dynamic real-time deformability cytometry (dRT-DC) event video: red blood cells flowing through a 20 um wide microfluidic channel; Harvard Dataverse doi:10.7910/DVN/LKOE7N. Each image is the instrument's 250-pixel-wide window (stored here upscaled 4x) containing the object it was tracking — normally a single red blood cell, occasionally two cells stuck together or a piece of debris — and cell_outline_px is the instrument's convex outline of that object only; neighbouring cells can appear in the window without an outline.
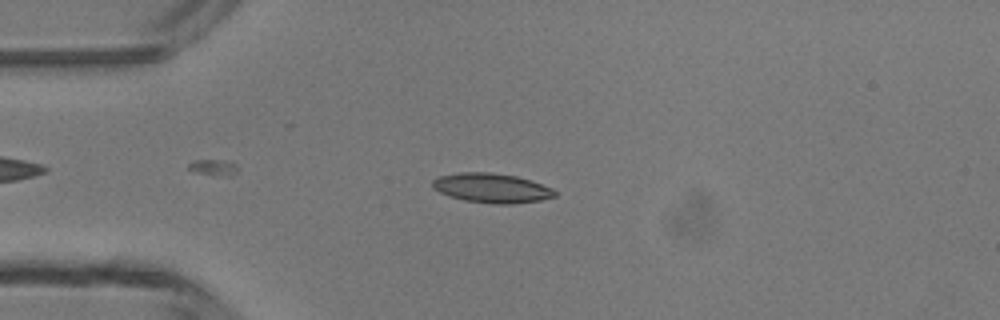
{"species": "common noctule bat (a hibernating species)", "species_latin": "Nyctalus noctula", "temperature_condition": "room temperature", "stored_images_in_passage": 4, "camera_frame_rate_fps": 3000, "um_per_image_px": 0.085, "animal": {"sex": "male", "body_mass_g": 13.3}, "frame": {"image": 1, "passage_image": 3, "time_ms": 2.333, "image_size_px": [1000, 320], "cell_outline_px": [[556, 196], [540, 200], [512, 204], [492, 204], [464, 200], [448, 196], [432, 188], [432, 180], [440, 176], [460, 172], [488, 172], [516, 176], [552, 188], [556, 192]], "centroid_in_image_um": [41.76, 15.99], "position_along_channel_um": 43.2, "area_um2": 20.92}}